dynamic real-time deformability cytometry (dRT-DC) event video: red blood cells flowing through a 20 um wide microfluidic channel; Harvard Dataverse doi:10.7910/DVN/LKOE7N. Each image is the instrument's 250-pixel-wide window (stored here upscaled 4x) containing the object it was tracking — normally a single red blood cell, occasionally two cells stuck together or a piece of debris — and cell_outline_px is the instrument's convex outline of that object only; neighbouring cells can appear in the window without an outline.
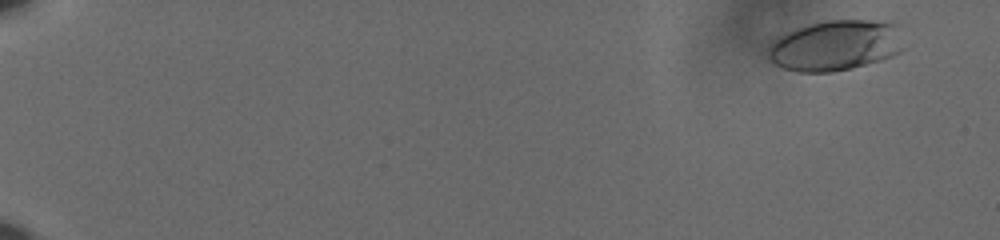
{"species": "human", "species_latin": "Homo sapiens", "temperature_condition": "cold", "stored_images_in_passage": 57, "camera_frame_rate_fps": 3000, "um_per_image_px": 0.085, "donor": {"sex": "male"}, "frame": {"image": 1, "passage_image": 1, "time_ms": 0.0, "image_size_px": [1000, 240], "cell_outline_px": [[904, 48], [900, 52], [892, 56], [880, 60], [832, 72], [800, 72], [784, 68], [776, 64], [768, 56], [768, 48], [772, 40], [776, 36], [784, 32], [808, 24], [828, 20], [880, 20], [896, 24]], "centroid_in_image_um": [70.99, 3.84], "position_along_channel_um": 14.0, "area_um2": 40.0}}
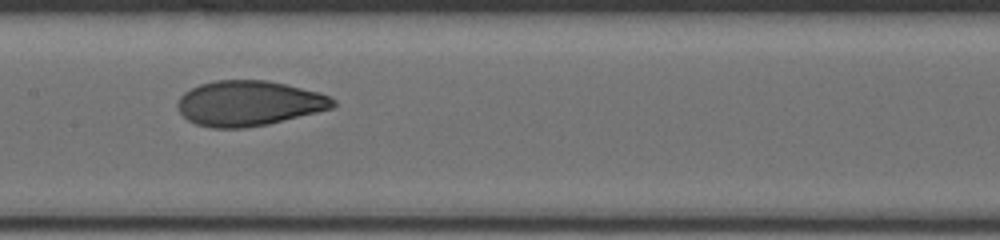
{"frame": {"image": 2, "passage_image": 31, "time_ms": 10.0, "image_size_px": [1000, 240], "cell_outline_px": [[336, 104], [332, 108], [268, 124], [244, 128], [212, 128], [196, 124], [188, 120], [180, 112], [176, 104], [180, 96], [184, 92], [200, 84], [216, 80], [268, 80], [320, 92], [332, 96], [336, 100]], "centroid_in_image_um": [21.16, 8.77], "position_along_channel_um": 186.2, "area_um2": 40.98}}
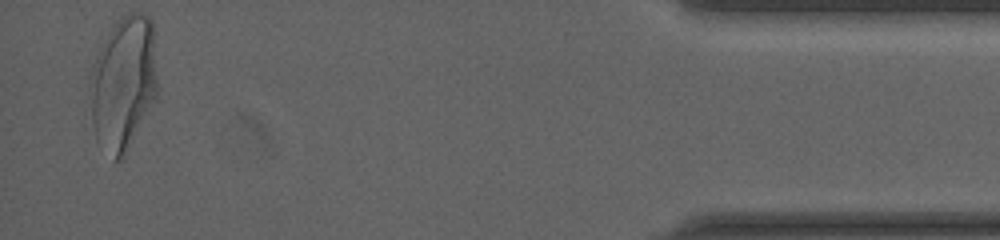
{"frame": {"image": 3, "passage_image": 56, "time_ms": 18.333, "image_size_px": [1000, 240], "cell_outline_px": [[156, 96], [128, 148], [120, 160], [112, 160], [96, 140], [92, 128], [88, 76], [96, 56], [112, 24], [120, 16], [128, 12], [144, 12], [152, 20], [156, 76]], "centroid_in_image_um": [10.43, 7.03], "position_along_channel_um": 424.8, "area_um2": 52.89}, "authors_computed_cell_mechanics": {"area_um2": 40.171, "velocity_mm_per_s": 3.6315, "shape_relaxation_time_tau1_ms": 4.9332, "shape_relaxation_time_tau2_ms": 0.9425, "deformation_change_tau1": 0.1821, "deformation_change_tau2": 0.0607}}